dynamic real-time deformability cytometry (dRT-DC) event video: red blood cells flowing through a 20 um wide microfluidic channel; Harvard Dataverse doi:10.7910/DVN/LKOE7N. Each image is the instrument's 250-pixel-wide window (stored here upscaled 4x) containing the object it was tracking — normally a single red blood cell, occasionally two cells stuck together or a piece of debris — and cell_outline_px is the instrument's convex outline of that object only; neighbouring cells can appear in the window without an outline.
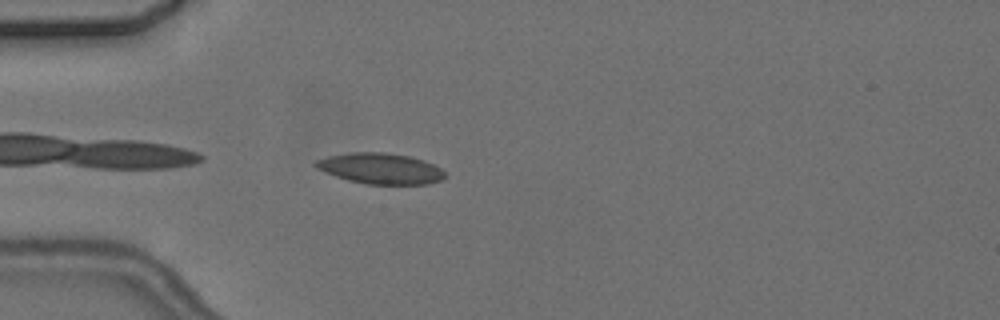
{"species": "common noctule bat (a hibernating species)", "species_latin": "Nyctalus noctula", "temperature_condition": "cold", "stored_images_in_passage": 3, "camera_frame_rate_fps": 3000, "um_per_image_px": 0.085, "animal": {"sex": "female", "body_mass_g": 24.6, "forearm_length_mm": 56.2}, "frame": {"image": 1, "passage_image": 3, "time_ms": 2.333, "image_size_px": [1000, 320], "cell_outline_px": [[444, 176], [440, 180], [428, 184], [364, 184], [348, 180], [336, 176], [316, 168], [312, 164], [316, 160], [328, 156], [348, 152], [384, 152], [408, 156], [424, 160], [440, 168], [444, 172]], "centroid_in_image_um": [32.3, 14.32], "position_along_channel_um": 52.7, "area_um2": 23.12}}